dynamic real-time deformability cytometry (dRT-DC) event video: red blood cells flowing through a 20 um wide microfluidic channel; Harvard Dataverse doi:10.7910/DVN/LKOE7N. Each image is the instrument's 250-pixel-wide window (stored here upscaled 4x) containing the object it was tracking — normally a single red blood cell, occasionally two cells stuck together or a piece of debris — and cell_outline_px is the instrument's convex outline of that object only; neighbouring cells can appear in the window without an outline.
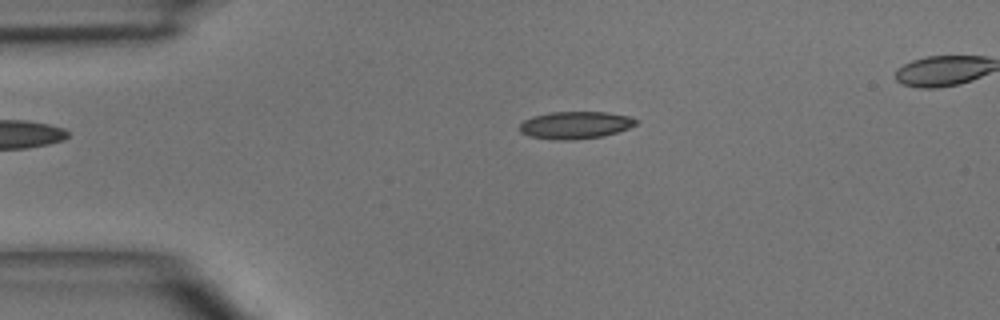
{"species": "common noctule bat (a hibernating species)", "species_latin": "Nyctalus noctula", "temperature_condition": "room temperature", "stored_images_in_passage": 4, "segment_of_instrument_passage": [1, 2], "camera_frame_rate_fps": 3000, "um_per_image_px": 0.085, "animal": {"sex": "male", "body_mass_g": 15.6}, "frame": {"image": 1, "passage_image": 2, "time_ms": 1.0, "image_size_px": [1000, 320], "cell_outline_px": [[636, 124], [628, 128], [604, 136], [572, 140], [556, 140], [528, 136], [520, 132], [520, 124], [524, 120], [532, 116], [552, 112], [604, 112], [632, 116], [636, 120]], "centroid_in_image_um": [48.88, 10.63], "position_along_channel_um": 36.1, "area_um2": 18.55}}